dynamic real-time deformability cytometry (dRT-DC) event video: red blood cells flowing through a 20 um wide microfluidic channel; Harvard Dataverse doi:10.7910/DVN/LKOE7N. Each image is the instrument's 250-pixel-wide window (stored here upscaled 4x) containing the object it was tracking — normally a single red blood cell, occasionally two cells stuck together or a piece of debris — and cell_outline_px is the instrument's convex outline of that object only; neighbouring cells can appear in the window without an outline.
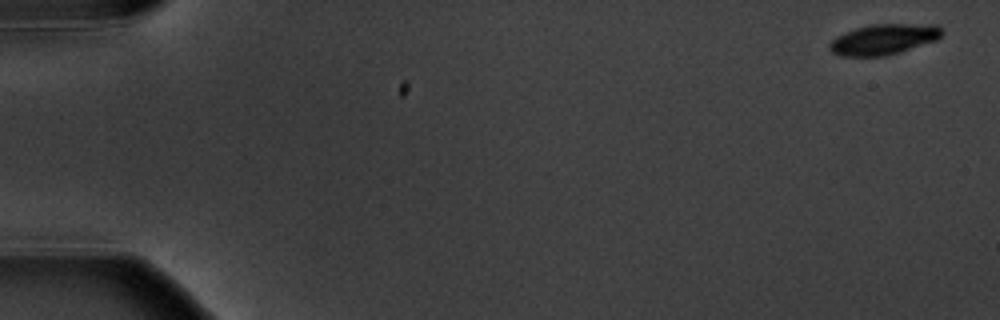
{"species": "common noctule bat (a hibernating species)", "species_latin": "Nyctalus noctula", "temperature_condition": "warm", "stored_images_in_passage": 4, "camera_frame_rate_fps": 3000, "um_per_image_px": 0.085, "animal": {"sex": "male", "body_mass_g": 20.1, "forearm_length_mm": 53.5}, "frame": {"image": 1, "passage_image": 1, "time_ms": 0.0, "image_size_px": [1000, 320], "cell_outline_px": [[944, 32], [936, 40], [900, 52], [884, 56], [840, 56], [832, 52], [828, 48], [828, 44], [836, 36], [844, 32], [856, 28], [872, 24], [940, 24]], "centroid_in_image_um": [75.11, 3.33], "position_along_channel_um": 9.9, "area_um2": 20.17}}